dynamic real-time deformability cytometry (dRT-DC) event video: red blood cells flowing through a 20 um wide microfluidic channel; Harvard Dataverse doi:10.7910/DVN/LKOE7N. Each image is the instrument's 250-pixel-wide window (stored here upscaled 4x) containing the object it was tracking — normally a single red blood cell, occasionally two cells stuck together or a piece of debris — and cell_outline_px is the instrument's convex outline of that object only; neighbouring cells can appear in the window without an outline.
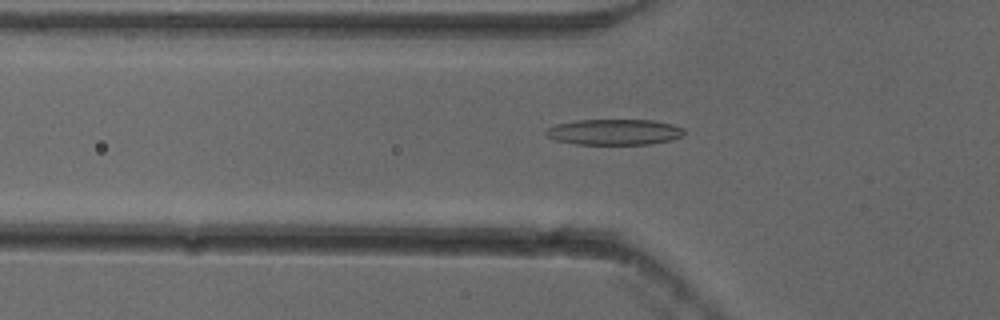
{"species": "common noctule bat (a hibernating species)", "species_latin": "Nyctalus noctula", "temperature_condition": "cold", "stored_images_in_passage": 46, "camera_frame_rate_fps": 3000, "um_per_image_px": 0.085, "animal": {"sex": "female"}, "frame": {"image": 1, "passage_image": 11, "time_ms": 3.333, "image_size_px": [1000, 320], "cell_outline_px": [[684, 132], [680, 136], [672, 140], [652, 144], [576, 144], [556, 140], [548, 136], [544, 132], [548, 128], [556, 124], [576, 120], [652, 120], [672, 124], [684, 128]], "centroid_in_image_um": [52.22, 11.22], "position_along_channel_um": 73.6, "area_um2": 20.69}}
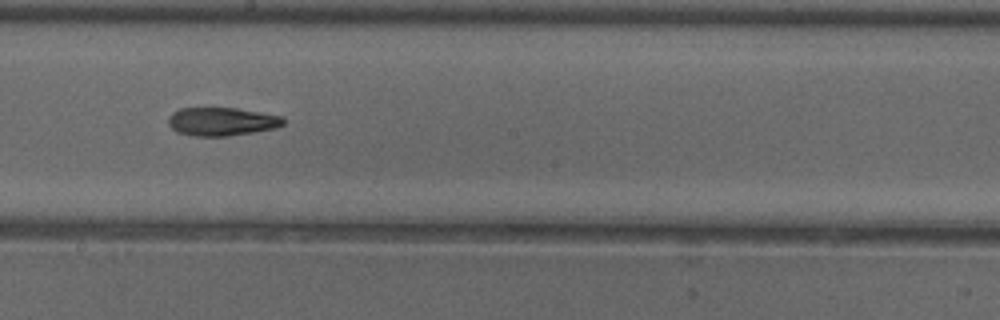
{"frame": {"image": 2, "passage_image": 23, "time_ms": 7.333, "image_size_px": [1000, 320], "cell_outline_px": [[284, 124], [276, 128], [228, 136], [196, 136], [176, 132], [168, 124], [168, 116], [172, 112], [180, 108], [236, 108], [284, 116]], "centroid_in_image_um": [18.84, 10.33], "position_along_channel_um": 229.4, "area_um2": 19.07}}
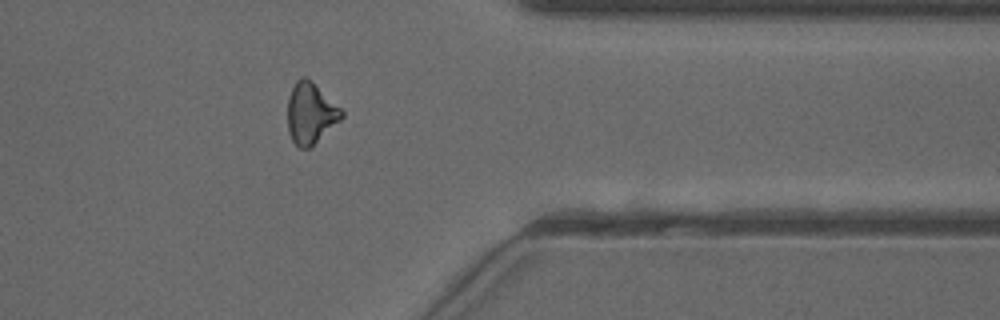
{"frame": {"image": 3, "passage_image": 36, "time_ms": 11.667, "image_size_px": [1000, 320], "cell_outline_px": [[344, 116], [340, 120], [308, 148], [300, 148], [292, 140], [288, 132], [288, 96], [296, 80], [300, 76], [304, 76], [340, 108], [344, 112]], "centroid_in_image_um": [26.36, 9.63], "position_along_channel_um": 385.0, "area_um2": 18.55}, "authors_computed_cell_mechanics": {"area_um2": 19.2474, "velocity_mm_per_s": 3.8644, "shape_relaxation_time_tau1_ms": null, "shape_relaxation_time_tau2_ms": 6.0848, "deformation_change_tau1": null, "deformation_change_tau2": 0.1774}}